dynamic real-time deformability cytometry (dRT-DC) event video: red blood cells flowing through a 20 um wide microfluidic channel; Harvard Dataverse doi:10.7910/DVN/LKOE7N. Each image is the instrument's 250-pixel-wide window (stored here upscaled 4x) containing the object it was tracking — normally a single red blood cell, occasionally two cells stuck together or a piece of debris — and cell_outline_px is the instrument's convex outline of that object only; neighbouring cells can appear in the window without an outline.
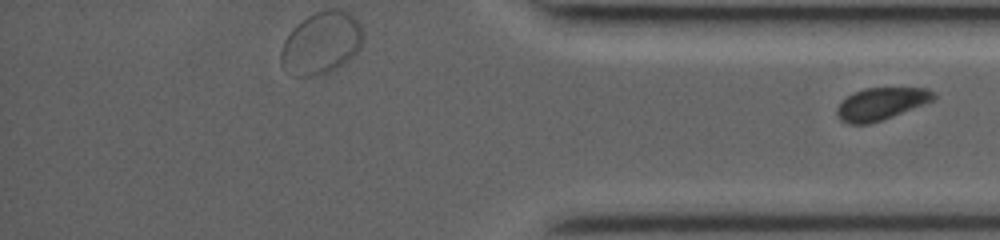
{"species": "common noctule bat (a hibernating species)", "species_latin": "Nyctalus noctula", "temperature_condition": "room temperature", "stored_images_in_passage": 22, "segment_of_instrument_passage": [2, 2], "camera_frame_rate_fps": 3500, "um_per_image_px": 0.085, "animal": {"sex": "female", "body_mass_g": 19.0, "forearm_length_mm": 53.3}, "frame": {"image": 1, "passage_image": 22, "time_ms": 10.286, "image_size_px": [1000, 240], "cell_outline_px": [[936, 96], [932, 100], [924, 104], [892, 116], [868, 124], [848, 124], [840, 120], [836, 112], [836, 108], [848, 96], [864, 88], [928, 88], [936, 92]], "centroid_in_image_um": [74.9, 8.82], "position_along_channel_um": 360.3, "area_um2": 17.92}}